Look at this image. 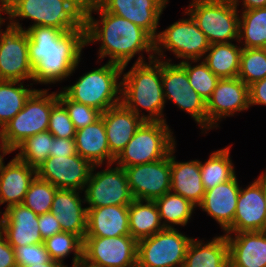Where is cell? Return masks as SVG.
I'll return each mask as SVG.
<instances>
[{
  "mask_svg": "<svg viewBox=\"0 0 266 267\" xmlns=\"http://www.w3.org/2000/svg\"><path fill=\"white\" fill-rule=\"evenodd\" d=\"M29 61L33 67V84H55L72 76L81 62L86 46L85 25L72 31L48 26L27 30Z\"/></svg>",
  "mask_w": 266,
  "mask_h": 267,
  "instance_id": "6da1fadb",
  "label": "cell"
},
{
  "mask_svg": "<svg viewBox=\"0 0 266 267\" xmlns=\"http://www.w3.org/2000/svg\"><path fill=\"white\" fill-rule=\"evenodd\" d=\"M92 13L99 14V20ZM84 25L86 46L101 43L97 54L101 61L109 57L108 62L126 69L137 54L139 57L135 63L146 62L144 52L148 54L149 60L155 58V40L146 30L127 19L106 12L95 0L84 13Z\"/></svg>",
  "mask_w": 266,
  "mask_h": 267,
  "instance_id": "7a4b0ae2",
  "label": "cell"
},
{
  "mask_svg": "<svg viewBox=\"0 0 266 267\" xmlns=\"http://www.w3.org/2000/svg\"><path fill=\"white\" fill-rule=\"evenodd\" d=\"M124 71L122 69L121 102L144 121L167 122L163 113L166 101L162 88V60L134 62L128 72ZM142 109L148 112L147 115Z\"/></svg>",
  "mask_w": 266,
  "mask_h": 267,
  "instance_id": "3957f363",
  "label": "cell"
},
{
  "mask_svg": "<svg viewBox=\"0 0 266 267\" xmlns=\"http://www.w3.org/2000/svg\"><path fill=\"white\" fill-rule=\"evenodd\" d=\"M122 69L121 65L107 61L82 74L73 85L63 87L61 91L69 99L103 113L121 103Z\"/></svg>",
  "mask_w": 266,
  "mask_h": 267,
  "instance_id": "277c9868",
  "label": "cell"
},
{
  "mask_svg": "<svg viewBox=\"0 0 266 267\" xmlns=\"http://www.w3.org/2000/svg\"><path fill=\"white\" fill-rule=\"evenodd\" d=\"M8 8V22L25 31L34 26L72 31L84 24V13L71 0H8ZM25 18L33 21L27 28L20 24Z\"/></svg>",
  "mask_w": 266,
  "mask_h": 267,
  "instance_id": "5b68a950",
  "label": "cell"
},
{
  "mask_svg": "<svg viewBox=\"0 0 266 267\" xmlns=\"http://www.w3.org/2000/svg\"><path fill=\"white\" fill-rule=\"evenodd\" d=\"M169 127L167 122L144 121L115 158L114 164L125 168L165 158L177 145Z\"/></svg>",
  "mask_w": 266,
  "mask_h": 267,
  "instance_id": "8992f818",
  "label": "cell"
},
{
  "mask_svg": "<svg viewBox=\"0 0 266 267\" xmlns=\"http://www.w3.org/2000/svg\"><path fill=\"white\" fill-rule=\"evenodd\" d=\"M36 89L26 100L23 109L0 131L5 147L13 149L25 138L48 131L50 113L58 101V92Z\"/></svg>",
  "mask_w": 266,
  "mask_h": 267,
  "instance_id": "52a82bcc",
  "label": "cell"
},
{
  "mask_svg": "<svg viewBox=\"0 0 266 267\" xmlns=\"http://www.w3.org/2000/svg\"><path fill=\"white\" fill-rule=\"evenodd\" d=\"M190 2L185 11L196 21L210 44L238 42L239 11L230 0Z\"/></svg>",
  "mask_w": 266,
  "mask_h": 267,
  "instance_id": "ba28073f",
  "label": "cell"
},
{
  "mask_svg": "<svg viewBox=\"0 0 266 267\" xmlns=\"http://www.w3.org/2000/svg\"><path fill=\"white\" fill-rule=\"evenodd\" d=\"M188 18H182L159 31L155 40V58L164 60V51H171L177 59L202 60L210 47L205 34L198 28L196 21L186 11Z\"/></svg>",
  "mask_w": 266,
  "mask_h": 267,
  "instance_id": "9c48e42d",
  "label": "cell"
},
{
  "mask_svg": "<svg viewBox=\"0 0 266 267\" xmlns=\"http://www.w3.org/2000/svg\"><path fill=\"white\" fill-rule=\"evenodd\" d=\"M112 165L107 164L106 169L97 172L95 170L102 165H93L83 191L85 202L89 205L87 208L129 206L134 200L124 168Z\"/></svg>",
  "mask_w": 266,
  "mask_h": 267,
  "instance_id": "30bf717a",
  "label": "cell"
},
{
  "mask_svg": "<svg viewBox=\"0 0 266 267\" xmlns=\"http://www.w3.org/2000/svg\"><path fill=\"white\" fill-rule=\"evenodd\" d=\"M162 88L166 102L171 100L186 111L208 133L206 101L192 88L186 70L179 63H172V59L162 61Z\"/></svg>",
  "mask_w": 266,
  "mask_h": 267,
  "instance_id": "8fae6325",
  "label": "cell"
},
{
  "mask_svg": "<svg viewBox=\"0 0 266 267\" xmlns=\"http://www.w3.org/2000/svg\"><path fill=\"white\" fill-rule=\"evenodd\" d=\"M192 237L164 228L137 242V261L146 267H183Z\"/></svg>",
  "mask_w": 266,
  "mask_h": 267,
  "instance_id": "7c38bea8",
  "label": "cell"
},
{
  "mask_svg": "<svg viewBox=\"0 0 266 267\" xmlns=\"http://www.w3.org/2000/svg\"><path fill=\"white\" fill-rule=\"evenodd\" d=\"M82 260L93 267H129L137 261V241L121 235L85 237Z\"/></svg>",
  "mask_w": 266,
  "mask_h": 267,
  "instance_id": "4fadbf2b",
  "label": "cell"
},
{
  "mask_svg": "<svg viewBox=\"0 0 266 267\" xmlns=\"http://www.w3.org/2000/svg\"><path fill=\"white\" fill-rule=\"evenodd\" d=\"M7 23L0 32V80L32 81L27 31Z\"/></svg>",
  "mask_w": 266,
  "mask_h": 267,
  "instance_id": "5bb4252c",
  "label": "cell"
},
{
  "mask_svg": "<svg viewBox=\"0 0 266 267\" xmlns=\"http://www.w3.org/2000/svg\"><path fill=\"white\" fill-rule=\"evenodd\" d=\"M134 199L155 201L171 191V151L161 160L124 168Z\"/></svg>",
  "mask_w": 266,
  "mask_h": 267,
  "instance_id": "9a60e30c",
  "label": "cell"
},
{
  "mask_svg": "<svg viewBox=\"0 0 266 267\" xmlns=\"http://www.w3.org/2000/svg\"><path fill=\"white\" fill-rule=\"evenodd\" d=\"M249 105V86L240 78L219 79L206 102L207 131L217 129L218 122L237 112L247 111Z\"/></svg>",
  "mask_w": 266,
  "mask_h": 267,
  "instance_id": "2e32d148",
  "label": "cell"
},
{
  "mask_svg": "<svg viewBox=\"0 0 266 267\" xmlns=\"http://www.w3.org/2000/svg\"><path fill=\"white\" fill-rule=\"evenodd\" d=\"M93 165L83 157L49 156L36 170L40 179L57 189L84 191Z\"/></svg>",
  "mask_w": 266,
  "mask_h": 267,
  "instance_id": "e0dca14e",
  "label": "cell"
},
{
  "mask_svg": "<svg viewBox=\"0 0 266 267\" xmlns=\"http://www.w3.org/2000/svg\"><path fill=\"white\" fill-rule=\"evenodd\" d=\"M263 172L246 188L240 187L232 226L224 233L266 231Z\"/></svg>",
  "mask_w": 266,
  "mask_h": 267,
  "instance_id": "ac0fdd59",
  "label": "cell"
},
{
  "mask_svg": "<svg viewBox=\"0 0 266 267\" xmlns=\"http://www.w3.org/2000/svg\"><path fill=\"white\" fill-rule=\"evenodd\" d=\"M106 12L113 13L146 30L154 39L163 10L169 0H95Z\"/></svg>",
  "mask_w": 266,
  "mask_h": 267,
  "instance_id": "d6986e66",
  "label": "cell"
},
{
  "mask_svg": "<svg viewBox=\"0 0 266 267\" xmlns=\"http://www.w3.org/2000/svg\"><path fill=\"white\" fill-rule=\"evenodd\" d=\"M0 230L12 247L43 242L39 232V215L23 203L5 208L1 213Z\"/></svg>",
  "mask_w": 266,
  "mask_h": 267,
  "instance_id": "ffe728a7",
  "label": "cell"
},
{
  "mask_svg": "<svg viewBox=\"0 0 266 267\" xmlns=\"http://www.w3.org/2000/svg\"><path fill=\"white\" fill-rule=\"evenodd\" d=\"M237 179L235 175L232 179L206 190L201 203L197 206L222 227L223 233L233 224L240 192Z\"/></svg>",
  "mask_w": 266,
  "mask_h": 267,
  "instance_id": "44dd1931",
  "label": "cell"
},
{
  "mask_svg": "<svg viewBox=\"0 0 266 267\" xmlns=\"http://www.w3.org/2000/svg\"><path fill=\"white\" fill-rule=\"evenodd\" d=\"M79 190L57 189L53 197L50 211L55 215L62 232L78 235L82 240L87 230V207L85 196L81 197ZM84 197V198H83Z\"/></svg>",
  "mask_w": 266,
  "mask_h": 267,
  "instance_id": "7402d4cb",
  "label": "cell"
},
{
  "mask_svg": "<svg viewBox=\"0 0 266 267\" xmlns=\"http://www.w3.org/2000/svg\"><path fill=\"white\" fill-rule=\"evenodd\" d=\"M229 267H266V231L225 234Z\"/></svg>",
  "mask_w": 266,
  "mask_h": 267,
  "instance_id": "603a6c76",
  "label": "cell"
},
{
  "mask_svg": "<svg viewBox=\"0 0 266 267\" xmlns=\"http://www.w3.org/2000/svg\"><path fill=\"white\" fill-rule=\"evenodd\" d=\"M103 122L110 153L116 158L144 122L122 102L103 113Z\"/></svg>",
  "mask_w": 266,
  "mask_h": 267,
  "instance_id": "cb8c5ba5",
  "label": "cell"
},
{
  "mask_svg": "<svg viewBox=\"0 0 266 267\" xmlns=\"http://www.w3.org/2000/svg\"><path fill=\"white\" fill-rule=\"evenodd\" d=\"M37 176V170L13 157L5 165L0 164V205L6 208L23 202L26 192Z\"/></svg>",
  "mask_w": 266,
  "mask_h": 267,
  "instance_id": "d4e9b609",
  "label": "cell"
},
{
  "mask_svg": "<svg viewBox=\"0 0 266 267\" xmlns=\"http://www.w3.org/2000/svg\"><path fill=\"white\" fill-rule=\"evenodd\" d=\"M131 236L128 206L87 208L85 237Z\"/></svg>",
  "mask_w": 266,
  "mask_h": 267,
  "instance_id": "484cf974",
  "label": "cell"
},
{
  "mask_svg": "<svg viewBox=\"0 0 266 267\" xmlns=\"http://www.w3.org/2000/svg\"><path fill=\"white\" fill-rule=\"evenodd\" d=\"M175 151L176 146L171 150V192L181 195L197 207L206 191L201 180L200 160L178 162Z\"/></svg>",
  "mask_w": 266,
  "mask_h": 267,
  "instance_id": "4316f807",
  "label": "cell"
},
{
  "mask_svg": "<svg viewBox=\"0 0 266 267\" xmlns=\"http://www.w3.org/2000/svg\"><path fill=\"white\" fill-rule=\"evenodd\" d=\"M74 141L77 154L92 165L114 164L115 157L109 150L102 116L93 124L76 130Z\"/></svg>",
  "mask_w": 266,
  "mask_h": 267,
  "instance_id": "83f0119b",
  "label": "cell"
},
{
  "mask_svg": "<svg viewBox=\"0 0 266 267\" xmlns=\"http://www.w3.org/2000/svg\"><path fill=\"white\" fill-rule=\"evenodd\" d=\"M192 238L183 267H229V245L225 234L215 236L207 243Z\"/></svg>",
  "mask_w": 266,
  "mask_h": 267,
  "instance_id": "f1b7e54d",
  "label": "cell"
},
{
  "mask_svg": "<svg viewBox=\"0 0 266 267\" xmlns=\"http://www.w3.org/2000/svg\"><path fill=\"white\" fill-rule=\"evenodd\" d=\"M128 211L129 231L137 242L164 229L155 201L134 199Z\"/></svg>",
  "mask_w": 266,
  "mask_h": 267,
  "instance_id": "f546056e",
  "label": "cell"
},
{
  "mask_svg": "<svg viewBox=\"0 0 266 267\" xmlns=\"http://www.w3.org/2000/svg\"><path fill=\"white\" fill-rule=\"evenodd\" d=\"M242 47L237 43L211 44L202 59L219 78L238 77Z\"/></svg>",
  "mask_w": 266,
  "mask_h": 267,
  "instance_id": "4dcf8cb0",
  "label": "cell"
},
{
  "mask_svg": "<svg viewBox=\"0 0 266 267\" xmlns=\"http://www.w3.org/2000/svg\"><path fill=\"white\" fill-rule=\"evenodd\" d=\"M231 146L211 153L207 161H200L201 180L205 190L232 179L236 175L234 164L230 157Z\"/></svg>",
  "mask_w": 266,
  "mask_h": 267,
  "instance_id": "1f68e13d",
  "label": "cell"
},
{
  "mask_svg": "<svg viewBox=\"0 0 266 267\" xmlns=\"http://www.w3.org/2000/svg\"><path fill=\"white\" fill-rule=\"evenodd\" d=\"M238 43L242 48H266V7L240 11Z\"/></svg>",
  "mask_w": 266,
  "mask_h": 267,
  "instance_id": "d6a6232c",
  "label": "cell"
},
{
  "mask_svg": "<svg viewBox=\"0 0 266 267\" xmlns=\"http://www.w3.org/2000/svg\"><path fill=\"white\" fill-rule=\"evenodd\" d=\"M35 90L24 86L22 81L0 80V131L23 109Z\"/></svg>",
  "mask_w": 266,
  "mask_h": 267,
  "instance_id": "836d02e7",
  "label": "cell"
},
{
  "mask_svg": "<svg viewBox=\"0 0 266 267\" xmlns=\"http://www.w3.org/2000/svg\"><path fill=\"white\" fill-rule=\"evenodd\" d=\"M155 202L164 228L186 226L197 208L189 200L171 191L157 198Z\"/></svg>",
  "mask_w": 266,
  "mask_h": 267,
  "instance_id": "e575fe53",
  "label": "cell"
},
{
  "mask_svg": "<svg viewBox=\"0 0 266 267\" xmlns=\"http://www.w3.org/2000/svg\"><path fill=\"white\" fill-rule=\"evenodd\" d=\"M53 138L49 131L37 133L25 138L12 152L19 150L15 157L37 169L50 156Z\"/></svg>",
  "mask_w": 266,
  "mask_h": 267,
  "instance_id": "d590c367",
  "label": "cell"
},
{
  "mask_svg": "<svg viewBox=\"0 0 266 267\" xmlns=\"http://www.w3.org/2000/svg\"><path fill=\"white\" fill-rule=\"evenodd\" d=\"M50 259L63 262L69 254H73L72 264L83 259V240L73 233L61 232L43 241Z\"/></svg>",
  "mask_w": 266,
  "mask_h": 267,
  "instance_id": "8d00e7d4",
  "label": "cell"
},
{
  "mask_svg": "<svg viewBox=\"0 0 266 267\" xmlns=\"http://www.w3.org/2000/svg\"><path fill=\"white\" fill-rule=\"evenodd\" d=\"M192 63L198 64L193 65ZM179 64L186 70L192 88L207 102L219 78L208 68L203 60H187Z\"/></svg>",
  "mask_w": 266,
  "mask_h": 267,
  "instance_id": "74e56055",
  "label": "cell"
},
{
  "mask_svg": "<svg viewBox=\"0 0 266 267\" xmlns=\"http://www.w3.org/2000/svg\"><path fill=\"white\" fill-rule=\"evenodd\" d=\"M266 77V48H242L238 78L246 85Z\"/></svg>",
  "mask_w": 266,
  "mask_h": 267,
  "instance_id": "f35d334b",
  "label": "cell"
},
{
  "mask_svg": "<svg viewBox=\"0 0 266 267\" xmlns=\"http://www.w3.org/2000/svg\"><path fill=\"white\" fill-rule=\"evenodd\" d=\"M57 188L38 176L32 181L25 194L23 204L37 215L50 212Z\"/></svg>",
  "mask_w": 266,
  "mask_h": 267,
  "instance_id": "ab89813d",
  "label": "cell"
},
{
  "mask_svg": "<svg viewBox=\"0 0 266 267\" xmlns=\"http://www.w3.org/2000/svg\"><path fill=\"white\" fill-rule=\"evenodd\" d=\"M58 100L65 106L76 130L93 124L101 117L100 111L69 99L61 90L58 92Z\"/></svg>",
  "mask_w": 266,
  "mask_h": 267,
  "instance_id": "60d3db41",
  "label": "cell"
},
{
  "mask_svg": "<svg viewBox=\"0 0 266 267\" xmlns=\"http://www.w3.org/2000/svg\"><path fill=\"white\" fill-rule=\"evenodd\" d=\"M48 131L59 138H74L76 128L69 118L65 106L58 100L52 107Z\"/></svg>",
  "mask_w": 266,
  "mask_h": 267,
  "instance_id": "b9f144b4",
  "label": "cell"
},
{
  "mask_svg": "<svg viewBox=\"0 0 266 267\" xmlns=\"http://www.w3.org/2000/svg\"><path fill=\"white\" fill-rule=\"evenodd\" d=\"M17 267H26L31 264L47 263L50 260L43 242L34 245L12 247Z\"/></svg>",
  "mask_w": 266,
  "mask_h": 267,
  "instance_id": "7bdbcfd3",
  "label": "cell"
},
{
  "mask_svg": "<svg viewBox=\"0 0 266 267\" xmlns=\"http://www.w3.org/2000/svg\"><path fill=\"white\" fill-rule=\"evenodd\" d=\"M38 222L39 232L43 240L62 232L59 221L51 211L39 215Z\"/></svg>",
  "mask_w": 266,
  "mask_h": 267,
  "instance_id": "ee69618b",
  "label": "cell"
},
{
  "mask_svg": "<svg viewBox=\"0 0 266 267\" xmlns=\"http://www.w3.org/2000/svg\"><path fill=\"white\" fill-rule=\"evenodd\" d=\"M77 154L74 138H59L52 139V147L50 156H73Z\"/></svg>",
  "mask_w": 266,
  "mask_h": 267,
  "instance_id": "f6af8a7d",
  "label": "cell"
},
{
  "mask_svg": "<svg viewBox=\"0 0 266 267\" xmlns=\"http://www.w3.org/2000/svg\"><path fill=\"white\" fill-rule=\"evenodd\" d=\"M249 105L266 106V77L249 85Z\"/></svg>",
  "mask_w": 266,
  "mask_h": 267,
  "instance_id": "bcb514c9",
  "label": "cell"
},
{
  "mask_svg": "<svg viewBox=\"0 0 266 267\" xmlns=\"http://www.w3.org/2000/svg\"><path fill=\"white\" fill-rule=\"evenodd\" d=\"M0 267H17L12 246L0 230Z\"/></svg>",
  "mask_w": 266,
  "mask_h": 267,
  "instance_id": "7dc6e473",
  "label": "cell"
},
{
  "mask_svg": "<svg viewBox=\"0 0 266 267\" xmlns=\"http://www.w3.org/2000/svg\"><path fill=\"white\" fill-rule=\"evenodd\" d=\"M230 1L237 9L239 7V4L242 2L241 7L243 8H241V11L266 7V0H230Z\"/></svg>",
  "mask_w": 266,
  "mask_h": 267,
  "instance_id": "c3c4849f",
  "label": "cell"
},
{
  "mask_svg": "<svg viewBox=\"0 0 266 267\" xmlns=\"http://www.w3.org/2000/svg\"><path fill=\"white\" fill-rule=\"evenodd\" d=\"M7 14L6 19L3 18L2 15ZM9 21V8H8V0H0V32L2 31L1 26L6 25L5 22Z\"/></svg>",
  "mask_w": 266,
  "mask_h": 267,
  "instance_id": "681fc988",
  "label": "cell"
},
{
  "mask_svg": "<svg viewBox=\"0 0 266 267\" xmlns=\"http://www.w3.org/2000/svg\"><path fill=\"white\" fill-rule=\"evenodd\" d=\"M83 13L91 6L94 0H71Z\"/></svg>",
  "mask_w": 266,
  "mask_h": 267,
  "instance_id": "f907efd6",
  "label": "cell"
},
{
  "mask_svg": "<svg viewBox=\"0 0 266 267\" xmlns=\"http://www.w3.org/2000/svg\"><path fill=\"white\" fill-rule=\"evenodd\" d=\"M26 267H68V266L65 265V263H63V262L54 261V260L50 259L47 263L31 264V265L26 266Z\"/></svg>",
  "mask_w": 266,
  "mask_h": 267,
  "instance_id": "816d5d0a",
  "label": "cell"
},
{
  "mask_svg": "<svg viewBox=\"0 0 266 267\" xmlns=\"http://www.w3.org/2000/svg\"><path fill=\"white\" fill-rule=\"evenodd\" d=\"M11 152L5 147L2 135L0 132V164L4 160V156L10 154Z\"/></svg>",
  "mask_w": 266,
  "mask_h": 267,
  "instance_id": "f5cc1de1",
  "label": "cell"
},
{
  "mask_svg": "<svg viewBox=\"0 0 266 267\" xmlns=\"http://www.w3.org/2000/svg\"><path fill=\"white\" fill-rule=\"evenodd\" d=\"M263 194H264V201L266 205V168H265V171H263Z\"/></svg>",
  "mask_w": 266,
  "mask_h": 267,
  "instance_id": "db71d44e",
  "label": "cell"
},
{
  "mask_svg": "<svg viewBox=\"0 0 266 267\" xmlns=\"http://www.w3.org/2000/svg\"><path fill=\"white\" fill-rule=\"evenodd\" d=\"M71 267H93V266L86 264V263L82 260L81 262L72 264Z\"/></svg>",
  "mask_w": 266,
  "mask_h": 267,
  "instance_id": "11a10c76",
  "label": "cell"
},
{
  "mask_svg": "<svg viewBox=\"0 0 266 267\" xmlns=\"http://www.w3.org/2000/svg\"><path fill=\"white\" fill-rule=\"evenodd\" d=\"M129 267H146L143 266L142 264H140L138 261H136L133 265L129 266Z\"/></svg>",
  "mask_w": 266,
  "mask_h": 267,
  "instance_id": "9f6ffc18",
  "label": "cell"
}]
</instances>
